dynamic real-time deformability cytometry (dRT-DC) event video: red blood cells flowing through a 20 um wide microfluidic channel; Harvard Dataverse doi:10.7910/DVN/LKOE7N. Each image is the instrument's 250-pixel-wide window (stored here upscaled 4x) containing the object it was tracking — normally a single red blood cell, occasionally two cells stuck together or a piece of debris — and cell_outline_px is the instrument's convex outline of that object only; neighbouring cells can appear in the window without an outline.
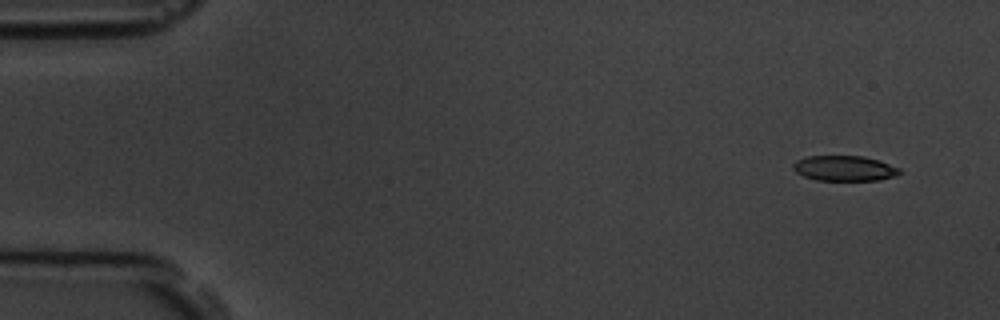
{"species": "common noctule bat (a hibernating species)", "species_latin": "Nyctalus noctula", "temperature_condition": "room temperature", "stored_images_in_passage": 5, "camera_frame_rate_fps": 3000, "um_per_image_px": 0.085, "animal": {"sex": "male", "body_mass_g": 19.5, "forearm_length_mm": 54.6}, "frame": {"image": 1, "passage_image": 1, "time_ms": 0.0, "image_size_px": [1000, 320], "cell_outline_px": [[900, 172], [896, 176], [880, 180], [816, 180], [804, 176], [796, 172], [792, 168], [792, 164], [796, 160], [804, 156], [864, 156], [880, 160], [900, 168]], "centroid_in_image_um": [71.77, 14.3], "position_along_channel_um": 13.2, "area_um2": 15.84}}
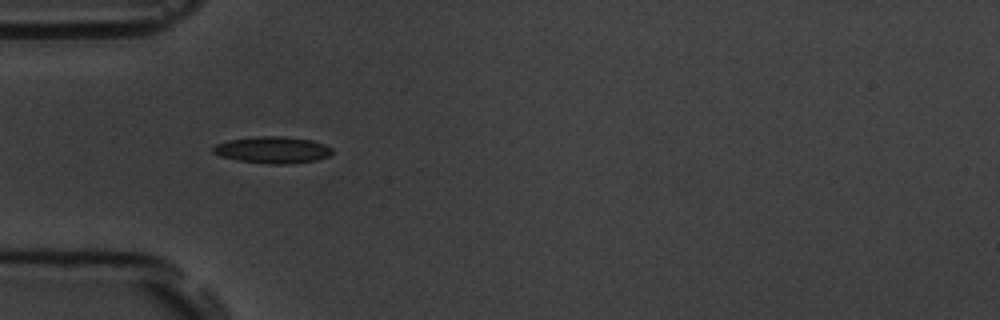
{"frame": {"image": 2, "passage_image": 4, "time_ms": 4.333, "image_size_px": [1000, 320], "cell_outline_px": [[332, 152], [328, 156], [316, 160], [292, 164], [268, 164], [236, 160], [220, 156], [212, 152], [212, 148], [216, 144], [228, 140], [260, 136], [280, 136], [312, 140], [324, 144], [332, 148]], "centroid_in_image_um": [23.16, 12.75], "position_along_channel_um": 61.8, "area_um2": 18.55}}
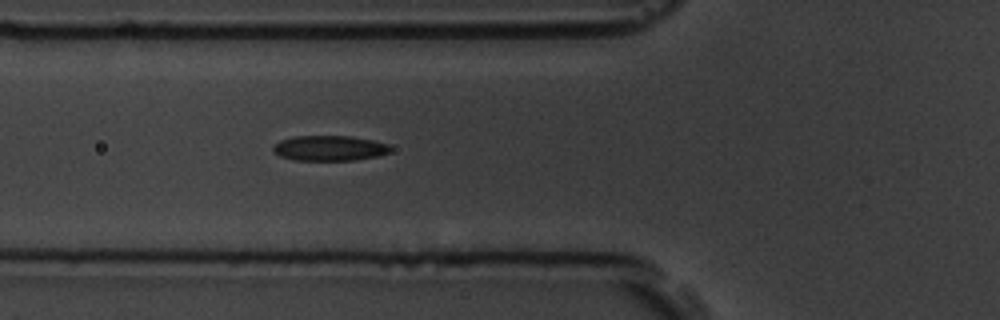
{"frame": {"image": 3, "passage_image": 5, "time_ms": 5.333, "image_size_px": [1000, 320], "cell_outline_px": [[392, 148], [388, 152], [376, 156], [352, 160], [296, 160], [280, 156], [272, 152], [272, 148], [280, 140], [292, 136], [352, 136], [372, 140], [388, 144]], "centroid_in_image_um": [27.97, 12.58], "position_along_channel_um": 97.8, "area_um2": 17.17}}